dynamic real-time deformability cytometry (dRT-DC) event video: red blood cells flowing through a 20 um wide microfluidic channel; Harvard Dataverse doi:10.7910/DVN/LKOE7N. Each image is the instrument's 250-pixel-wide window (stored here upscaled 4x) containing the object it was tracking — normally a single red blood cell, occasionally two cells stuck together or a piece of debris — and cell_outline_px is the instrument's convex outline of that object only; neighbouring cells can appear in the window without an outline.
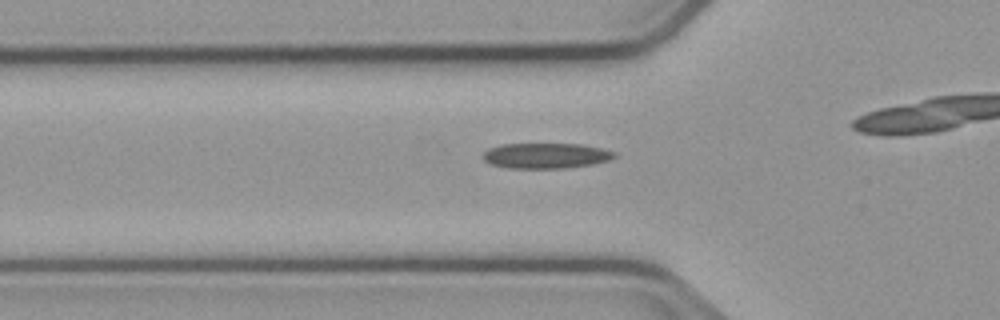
{"species": "common noctule bat (a hibernating species)", "species_latin": "Nyctalus noctula", "temperature_condition": "cold", "stored_images_in_passage": 32, "camera_frame_rate_fps": 3000, "um_per_image_px": 0.085, "animal": {"sex": "male", "body_mass_g": 23.1, "forearm_length_mm": 52.7}, "frame": {"image": 1, "passage_image": 8, "time_ms": 2.333, "image_size_px": [1000, 320], "cell_outline_px": [[616, 156], [608, 160], [592, 164], [564, 168], [508, 168], [492, 164], [484, 160], [484, 152], [488, 148], [500, 144], [580, 144], [600, 148], [616, 152]], "centroid_in_image_um": [46.39, 13.23], "position_along_channel_um": 79.4, "area_um2": 19.31}}
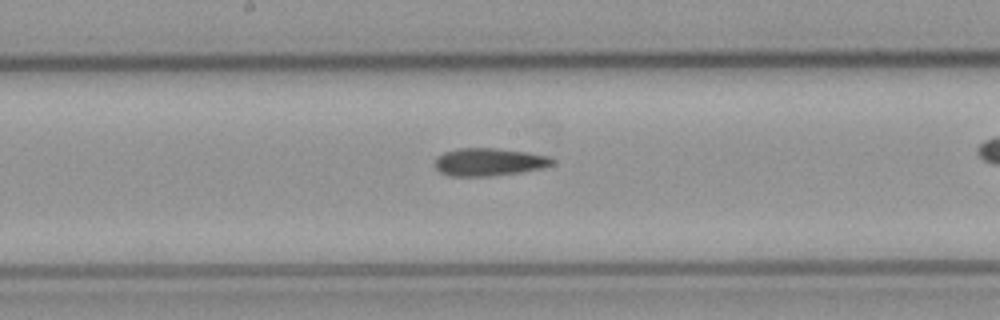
{"frame": {"image": 2, "passage_image": 18, "time_ms": 5.667, "image_size_px": [1000, 320], "cell_outline_px": [[556, 160], [552, 164], [544, 168], [520, 172], [488, 176], [448, 176], [440, 172], [432, 164], [436, 156], [444, 152], [460, 148], [496, 148], [524, 152], [548, 156]], "centroid_in_image_um": [41.51, 13.77], "position_along_channel_um": 206.7, "area_um2": 19.07}}
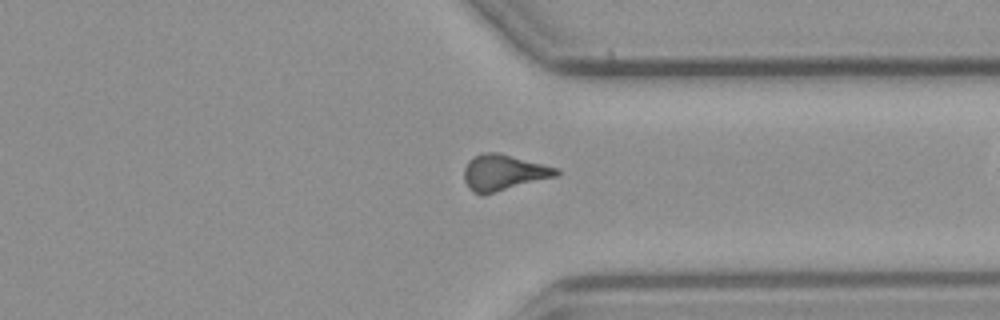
{"frame": {"image": 3, "passage_image": 31, "time_ms": 10.0, "image_size_px": [1000, 320], "cell_outline_px": [[560, 172], [556, 176], [484, 196], [480, 196], [472, 192], [468, 188], [464, 180], [464, 168], [468, 160], [472, 156], [488, 152], [496, 152], [560, 168]], "centroid_in_image_um": [42.77, 14.69], "position_along_channel_um": 368.6, "area_um2": 19.59}}